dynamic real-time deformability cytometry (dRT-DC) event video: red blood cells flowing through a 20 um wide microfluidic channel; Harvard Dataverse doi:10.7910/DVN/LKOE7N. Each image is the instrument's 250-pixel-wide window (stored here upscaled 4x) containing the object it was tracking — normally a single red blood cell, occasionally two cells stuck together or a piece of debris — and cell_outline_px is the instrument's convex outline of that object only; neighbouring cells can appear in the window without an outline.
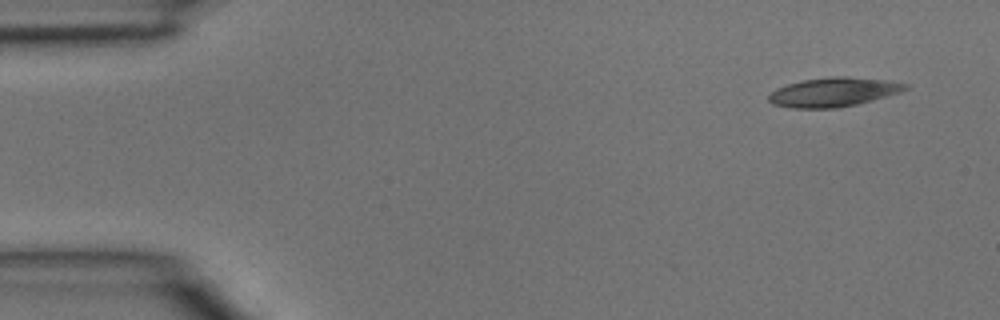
{"species": "common noctule bat (a hibernating species)", "species_latin": "Nyctalus noctula", "temperature_condition": "room temperature", "stored_images_in_passage": 3, "camera_frame_rate_fps": 3000, "um_per_image_px": 0.085, "animal": {"sex": "male", "body_mass_g": 15.6}, "frame": {"image": 1, "passage_image": 1, "time_ms": 0.0, "image_size_px": [1000, 320], "cell_outline_px": [[908, 88], [900, 92], [872, 100], [856, 104], [836, 108], [792, 108], [772, 104], [768, 100], [768, 96], [776, 88], [788, 84], [804, 80], [832, 76], [848, 76], [888, 80], [908, 84]], "centroid_in_image_um": [70.84, 7.82], "position_along_channel_um": 14.2, "area_um2": 23.12}}
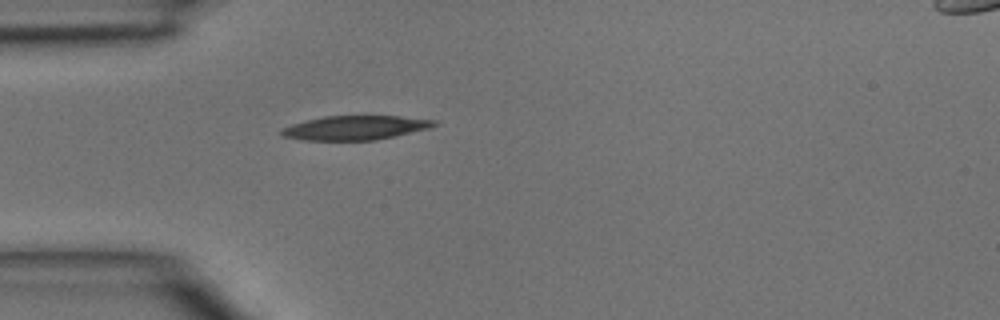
{"frame": {"image": 2, "passage_image": 3, "time_ms": 0.667, "image_size_px": [1000, 320], "cell_outline_px": [[440, 124], [428, 128], [376, 140], [304, 140], [284, 136], [280, 132], [280, 128], [292, 124], [324, 116], [400, 116], [440, 120]], "centroid_in_image_um": [30.24, 10.85], "position_along_channel_um": 54.8, "area_um2": 21.44}}